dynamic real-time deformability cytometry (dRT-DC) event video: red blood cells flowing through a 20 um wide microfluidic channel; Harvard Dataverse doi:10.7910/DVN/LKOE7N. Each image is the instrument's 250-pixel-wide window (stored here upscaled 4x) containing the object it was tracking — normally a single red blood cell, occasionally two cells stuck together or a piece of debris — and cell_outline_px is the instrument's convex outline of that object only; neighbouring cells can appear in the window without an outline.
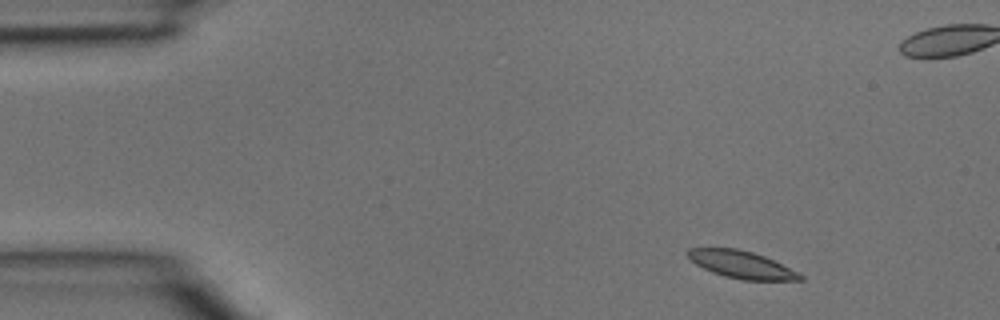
{"species": "common noctule bat (a hibernating species)", "species_latin": "Nyctalus noctula", "temperature_condition": "room temperature", "stored_images_in_passage": 4, "camera_frame_rate_fps": 3000, "um_per_image_px": 0.085, "animal": {"sex": "male", "body_mass_g": 15.6}, "frame": {"image": 1, "passage_image": 1, "time_ms": 0.0, "image_size_px": [1000, 320], "cell_outline_px": [[804, 280], [744, 280], [724, 276], [712, 272], [696, 264], [684, 252], [688, 248], [736, 248], [752, 252], [764, 256], [804, 276]], "centroid_in_image_um": [62.98, 22.48], "position_along_channel_um": 22.0, "area_um2": 17.63}}